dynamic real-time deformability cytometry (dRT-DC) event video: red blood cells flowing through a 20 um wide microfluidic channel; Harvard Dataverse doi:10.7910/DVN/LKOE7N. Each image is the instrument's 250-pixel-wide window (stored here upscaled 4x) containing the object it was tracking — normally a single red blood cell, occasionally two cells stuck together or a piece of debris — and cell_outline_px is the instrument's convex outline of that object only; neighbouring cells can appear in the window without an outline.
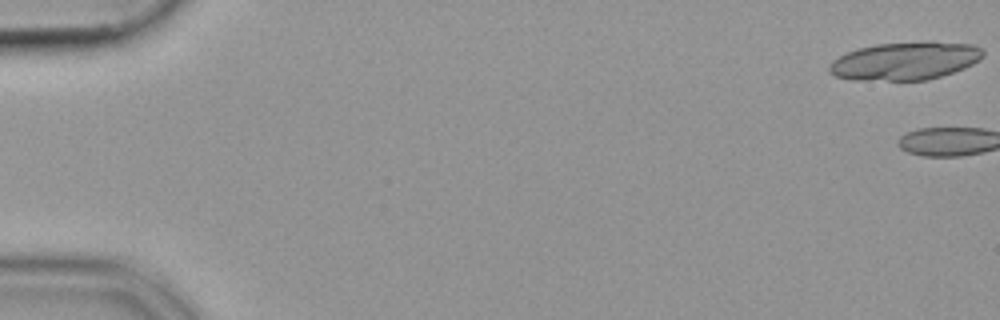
{"species": "common noctule bat (a hibernating species)", "species_latin": "Nyctalus noctula", "temperature_condition": "cold", "stored_images_in_passage": 3, "camera_frame_rate_fps": 3000, "um_per_image_px": 0.085, "animal": {"sex": "female", "body_mass_g": 19.9}, "frame": {"image": 1, "passage_image": 1, "time_ms": 0.0, "image_size_px": [1000, 320], "cell_outline_px": [[984, 56], [980, 60], [964, 68], [928, 80], [852, 80], [836, 76], [828, 72], [828, 64], [832, 60], [848, 52], [860, 48], [876, 44], [928, 40], [932, 40], [972, 44], [980, 48], [984, 52]], "centroid_in_image_um": [76.95, 5.16], "position_along_channel_um": 8.1, "area_um2": 34.45}}